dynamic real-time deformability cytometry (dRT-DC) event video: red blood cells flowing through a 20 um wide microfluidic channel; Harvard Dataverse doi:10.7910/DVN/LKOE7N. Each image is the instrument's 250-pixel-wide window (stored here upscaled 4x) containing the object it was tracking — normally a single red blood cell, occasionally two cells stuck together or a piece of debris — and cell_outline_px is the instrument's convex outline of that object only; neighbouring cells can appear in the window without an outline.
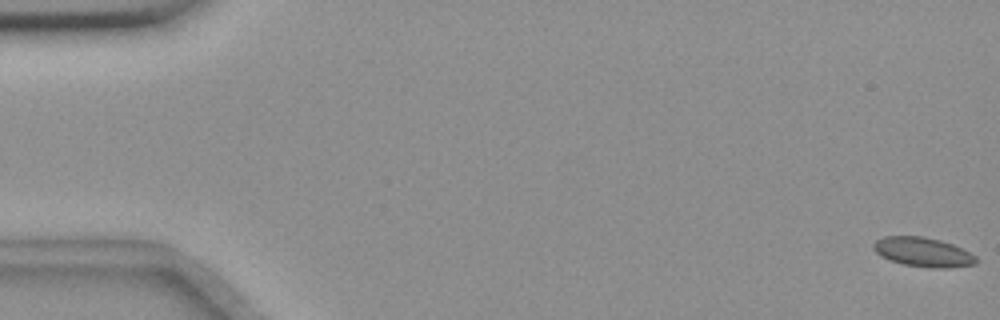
{"species": "common noctule bat (a hibernating species)", "species_latin": "Nyctalus noctula", "temperature_condition": "room temperature", "stored_images_in_passage": 57, "camera_frame_rate_fps": 3000, "um_per_image_px": 0.085, "animal": {"sex": "female", "body_mass_g": 18.4}, "frame": {"image": 1, "passage_image": 1, "time_ms": 0.0, "image_size_px": [1000, 320], "cell_outline_px": [[976, 264], [952, 268], [928, 268], [904, 264], [888, 260], [880, 256], [872, 248], [872, 244], [876, 240], [884, 236], [924, 236], [940, 240], [952, 244], [976, 256]], "centroid_in_image_um": [78.42, 21.43], "position_along_channel_um": 6.6, "area_um2": 17.69}}
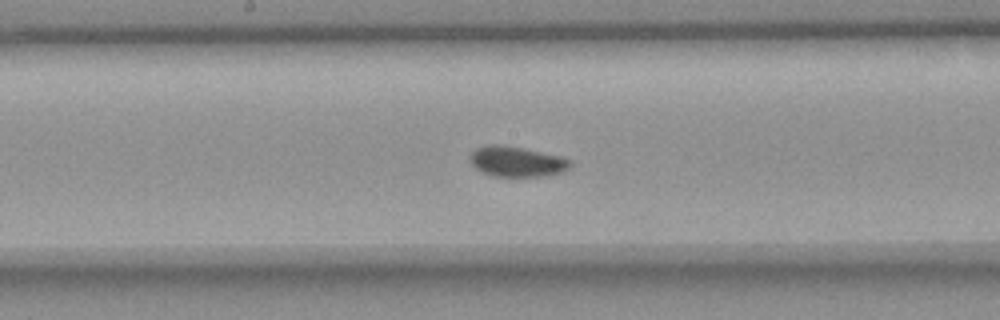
{"frame": {"image": 2, "passage_image": 30, "time_ms": 9.667, "image_size_px": [1000, 320], "cell_outline_px": [[572, 168], [560, 172], [544, 176], [492, 176], [476, 168], [468, 160], [468, 156], [476, 148], [488, 144], [504, 144], [524, 148], [560, 156], [572, 160]], "centroid_in_image_um": [43.92, 13.72], "position_along_channel_um": 204.3, "area_um2": 17.92}}
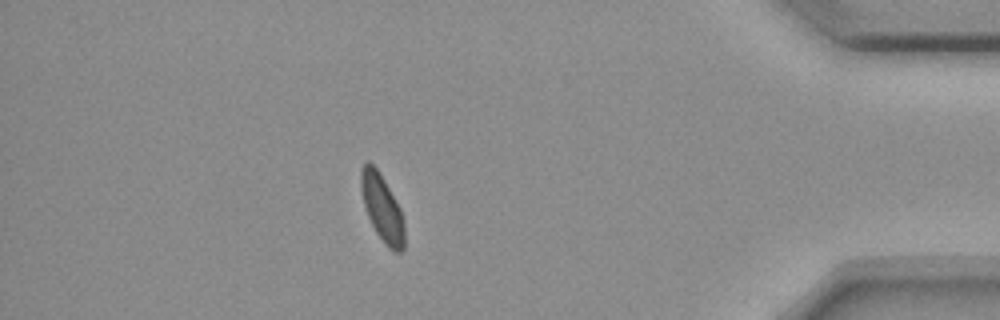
{"frame": {"image": 3, "passage_image": 50, "time_ms": 16.333, "image_size_px": [1000, 320], "cell_outline_px": [[404, 248], [400, 252], [396, 252], [388, 248], [384, 244], [376, 232], [368, 216], [364, 204], [360, 188], [360, 168], [368, 160], [376, 168], [384, 180], [400, 208], [404, 224]], "centroid_in_image_um": [32.47, 17.68], "position_along_channel_um": 402.7, "area_um2": 16.82}, "authors_computed_cell_mechanics": {"area_um2": 17.5134, "velocity_mm_per_s": 3.6237, "shape_relaxation_time_tau1_ms": 11.07, "shape_relaxation_time_tau2_ms": null, "deformation_change_tau1": 0.0864, "deformation_change_tau2": null}}